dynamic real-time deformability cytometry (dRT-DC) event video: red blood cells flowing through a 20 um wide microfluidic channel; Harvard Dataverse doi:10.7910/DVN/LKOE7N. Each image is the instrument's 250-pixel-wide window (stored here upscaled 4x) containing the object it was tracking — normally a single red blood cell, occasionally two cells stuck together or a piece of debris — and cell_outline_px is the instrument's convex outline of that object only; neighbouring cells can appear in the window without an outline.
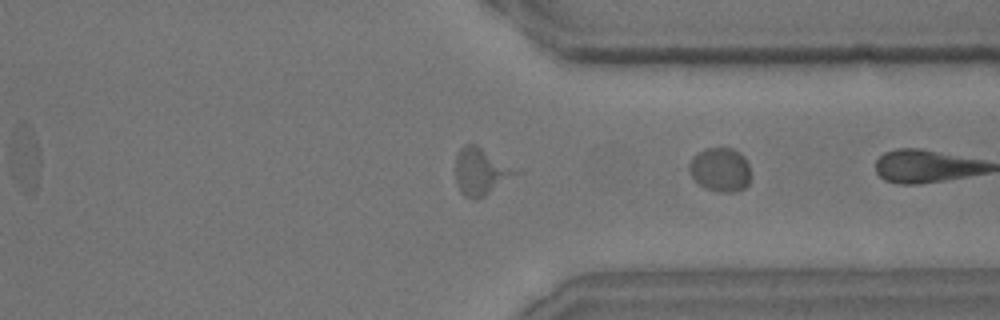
{"species": "common noctule bat (a hibernating species)", "species_latin": "Nyctalus noctula", "temperature_condition": "room temperature", "stored_images_in_passage": 23, "camera_frame_rate_fps": 3000, "um_per_image_px": 0.085, "animal": {"sex": "male", "body_mass_g": 15.6}, "frame": {"image": 1, "passage_image": 23, "time_ms": 7.333, "image_size_px": [1000, 320], "cell_outline_px": [[748, 184], [744, 188], [732, 192], [720, 192], [704, 188], [688, 172], [688, 164], [692, 156], [704, 148], [732, 148], [740, 152], [744, 156], [748, 164]], "centroid_in_image_um": [61.18, 14.4], "position_along_channel_um": 350.2, "area_um2": 15.78}}